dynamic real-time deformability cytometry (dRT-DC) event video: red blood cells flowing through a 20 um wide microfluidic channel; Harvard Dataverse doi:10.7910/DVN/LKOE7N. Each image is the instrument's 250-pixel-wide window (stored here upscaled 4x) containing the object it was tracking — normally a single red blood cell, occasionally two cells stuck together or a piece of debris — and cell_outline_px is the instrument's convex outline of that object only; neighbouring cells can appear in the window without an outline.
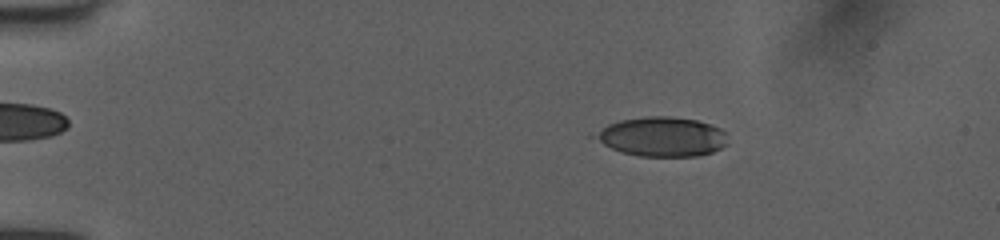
{"species": "human", "species_latin": "Homo sapiens", "temperature_condition": "room temperature", "stored_images_in_passage": 11, "camera_frame_rate_fps": 3000, "um_per_image_px": 0.085, "donor": {"sex": "female"}, "frame": {"image": 1, "passage_image": 7, "time_ms": 2.0, "image_size_px": [1000, 240], "cell_outline_px": [[724, 144], [720, 148], [712, 152], [696, 156], [640, 156], [624, 152], [612, 148], [588, 136], [588, 132], [608, 124], [620, 120], [648, 116], [668, 116], [696, 120], [720, 128], [724, 132]], "centroid_in_image_um": [56.14, 11.61], "position_along_channel_um": 28.9, "area_um2": 30.4}}
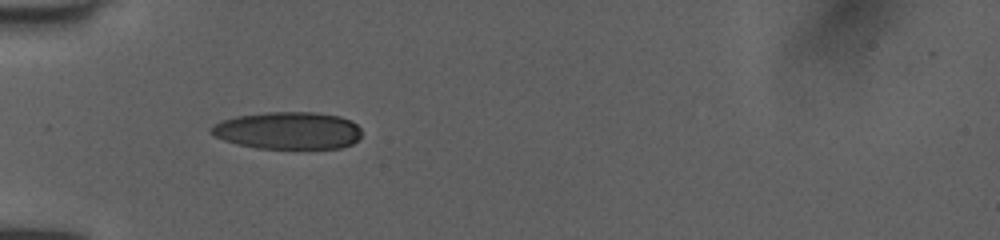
{"frame": {"image": 2, "passage_image": 10, "time_ms": 3.0, "image_size_px": [1000, 240], "cell_outline_px": [[360, 136], [352, 144], [340, 148], [256, 148], [236, 144], [224, 140], [208, 132], [208, 128], [212, 124], [220, 120], [236, 116], [268, 112], [312, 112], [340, 116], [352, 120], [360, 128]], "centroid_in_image_um": [24.44, 11.09], "position_along_channel_um": 60.6, "area_um2": 32.95}}
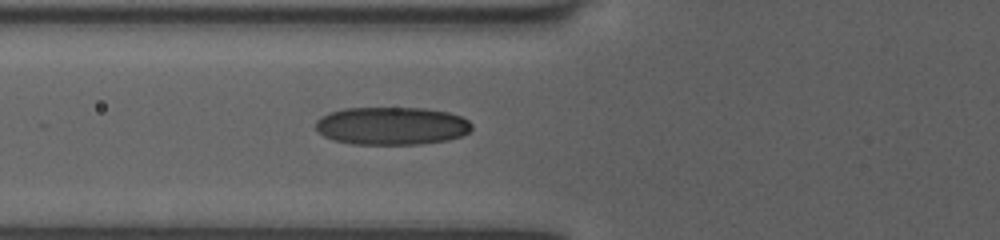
{"frame": {"image": 3, "passage_image": 11, "time_ms": 3.333, "image_size_px": [1000, 240], "cell_outline_px": [[472, 128], [468, 132], [460, 136], [448, 140], [420, 144], [352, 144], [332, 140], [324, 136], [316, 128], [316, 120], [320, 116], [328, 112], [344, 108], [424, 108], [448, 112], [460, 116], [468, 120], [472, 124]], "centroid_in_image_um": [33.27, 10.69], "position_along_channel_um": 92.5, "area_um2": 34.62}}